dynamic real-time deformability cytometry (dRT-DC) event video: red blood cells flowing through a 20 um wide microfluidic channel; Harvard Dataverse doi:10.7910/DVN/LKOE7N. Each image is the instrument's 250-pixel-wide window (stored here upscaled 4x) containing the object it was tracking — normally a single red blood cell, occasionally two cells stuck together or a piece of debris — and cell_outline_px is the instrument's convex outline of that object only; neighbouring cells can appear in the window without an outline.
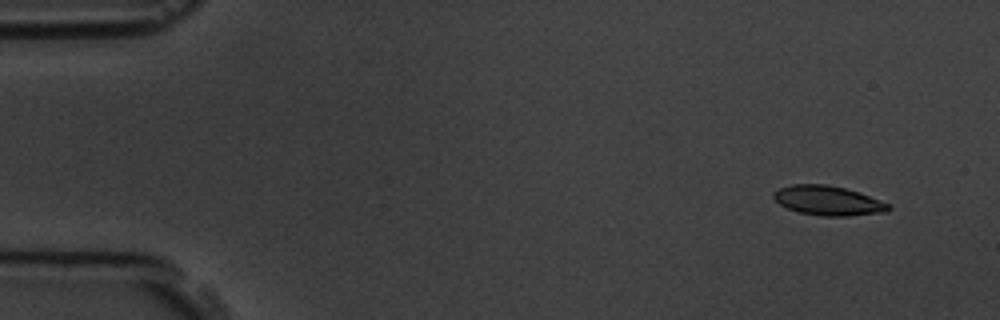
{"species": "common noctule bat (a hibernating species)", "species_latin": "Nyctalus noctula", "temperature_condition": "room temperature", "stored_images_in_passage": 7, "camera_frame_rate_fps": 3000, "um_per_image_px": 0.085, "animal": {"sex": "male", "body_mass_g": 19.5, "forearm_length_mm": 54.6}, "frame": {"image": 1, "passage_image": 2, "time_ms": 1.0, "image_size_px": [1000, 320], "cell_outline_px": [[892, 208], [888, 212], [848, 216], [824, 216], [800, 212], [788, 208], [780, 204], [772, 196], [772, 192], [780, 188], [792, 184], [824, 184], [844, 188], [860, 192], [888, 204]], "centroid_in_image_um": [70.39, 17.05], "position_along_channel_um": 14.6, "area_um2": 19.65}}
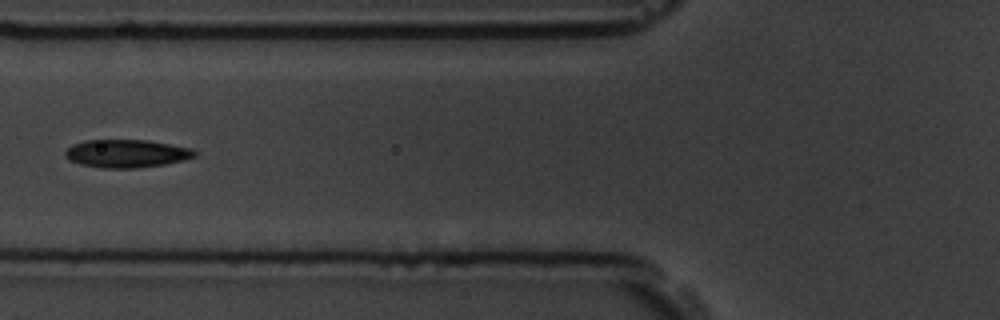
{"frame": {"image": 2, "passage_image": 6, "time_ms": 6.667, "image_size_px": [1000, 320], "cell_outline_px": [[196, 156], [184, 160], [164, 164], [140, 168], [100, 168], [80, 164], [68, 160], [64, 156], [64, 152], [72, 144], [84, 140], [148, 140], [192, 148], [196, 152]], "centroid_in_image_um": [10.73, 13.05], "position_along_channel_um": 115.1, "area_um2": 21.33}}
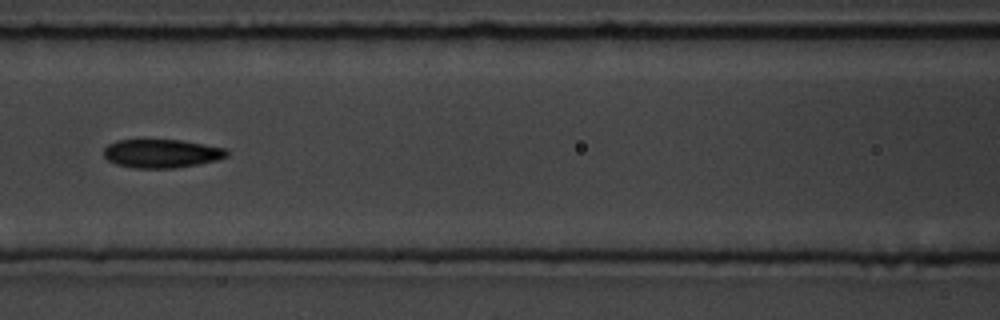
{"frame": {"image": 3, "passage_image": 7, "time_ms": 7.667, "image_size_px": [1000, 320], "cell_outline_px": [[232, 152], [228, 156], [216, 160], [200, 164], [172, 168], [132, 168], [116, 164], [108, 160], [104, 156], [104, 148], [108, 144], [116, 140], [180, 140], [228, 148]], "centroid_in_image_um": [13.77, 13.05], "position_along_channel_um": 152.8, "area_um2": 20.69}}